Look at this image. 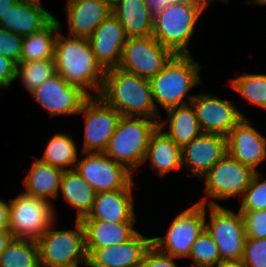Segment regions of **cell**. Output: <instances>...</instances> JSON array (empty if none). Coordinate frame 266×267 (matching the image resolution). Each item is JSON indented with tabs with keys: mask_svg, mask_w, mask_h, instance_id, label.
<instances>
[{
	"mask_svg": "<svg viewBox=\"0 0 266 267\" xmlns=\"http://www.w3.org/2000/svg\"><path fill=\"white\" fill-rule=\"evenodd\" d=\"M15 77L16 63L8 57L0 55V85L9 91L13 86V82L15 83Z\"/></svg>",
	"mask_w": 266,
	"mask_h": 267,
	"instance_id": "40",
	"label": "cell"
},
{
	"mask_svg": "<svg viewBox=\"0 0 266 267\" xmlns=\"http://www.w3.org/2000/svg\"><path fill=\"white\" fill-rule=\"evenodd\" d=\"M247 5H256V6H266V0H245L244 2Z\"/></svg>",
	"mask_w": 266,
	"mask_h": 267,
	"instance_id": "47",
	"label": "cell"
},
{
	"mask_svg": "<svg viewBox=\"0 0 266 267\" xmlns=\"http://www.w3.org/2000/svg\"><path fill=\"white\" fill-rule=\"evenodd\" d=\"M0 267H41L37 241L13 239L0 254Z\"/></svg>",
	"mask_w": 266,
	"mask_h": 267,
	"instance_id": "32",
	"label": "cell"
},
{
	"mask_svg": "<svg viewBox=\"0 0 266 267\" xmlns=\"http://www.w3.org/2000/svg\"><path fill=\"white\" fill-rule=\"evenodd\" d=\"M74 169L96 193L125 189L135 178L123 164L104 152H81Z\"/></svg>",
	"mask_w": 266,
	"mask_h": 267,
	"instance_id": "15",
	"label": "cell"
},
{
	"mask_svg": "<svg viewBox=\"0 0 266 267\" xmlns=\"http://www.w3.org/2000/svg\"><path fill=\"white\" fill-rule=\"evenodd\" d=\"M55 17L60 26L54 51L56 72L68 84L81 88L90 97H98L106 71L97 62L88 38L65 34V26Z\"/></svg>",
	"mask_w": 266,
	"mask_h": 267,
	"instance_id": "1",
	"label": "cell"
},
{
	"mask_svg": "<svg viewBox=\"0 0 266 267\" xmlns=\"http://www.w3.org/2000/svg\"><path fill=\"white\" fill-rule=\"evenodd\" d=\"M185 267H215L221 256L212 236L204 229L193 243Z\"/></svg>",
	"mask_w": 266,
	"mask_h": 267,
	"instance_id": "34",
	"label": "cell"
},
{
	"mask_svg": "<svg viewBox=\"0 0 266 267\" xmlns=\"http://www.w3.org/2000/svg\"><path fill=\"white\" fill-rule=\"evenodd\" d=\"M266 174L256 172L251 183L246 188L242 198L237 201L239 211H255L266 209Z\"/></svg>",
	"mask_w": 266,
	"mask_h": 267,
	"instance_id": "35",
	"label": "cell"
},
{
	"mask_svg": "<svg viewBox=\"0 0 266 267\" xmlns=\"http://www.w3.org/2000/svg\"><path fill=\"white\" fill-rule=\"evenodd\" d=\"M18 0H0V18L4 15L10 7H12Z\"/></svg>",
	"mask_w": 266,
	"mask_h": 267,
	"instance_id": "45",
	"label": "cell"
},
{
	"mask_svg": "<svg viewBox=\"0 0 266 267\" xmlns=\"http://www.w3.org/2000/svg\"><path fill=\"white\" fill-rule=\"evenodd\" d=\"M174 54L153 36L127 38L119 68L145 79H152Z\"/></svg>",
	"mask_w": 266,
	"mask_h": 267,
	"instance_id": "14",
	"label": "cell"
},
{
	"mask_svg": "<svg viewBox=\"0 0 266 267\" xmlns=\"http://www.w3.org/2000/svg\"><path fill=\"white\" fill-rule=\"evenodd\" d=\"M157 128L158 121L154 119L121 116L104 153L138 177L151 135Z\"/></svg>",
	"mask_w": 266,
	"mask_h": 267,
	"instance_id": "5",
	"label": "cell"
},
{
	"mask_svg": "<svg viewBox=\"0 0 266 267\" xmlns=\"http://www.w3.org/2000/svg\"><path fill=\"white\" fill-rule=\"evenodd\" d=\"M64 12L65 34L89 38L96 27L112 13V8L101 0H66Z\"/></svg>",
	"mask_w": 266,
	"mask_h": 267,
	"instance_id": "21",
	"label": "cell"
},
{
	"mask_svg": "<svg viewBox=\"0 0 266 267\" xmlns=\"http://www.w3.org/2000/svg\"><path fill=\"white\" fill-rule=\"evenodd\" d=\"M88 40L97 62L105 71L118 67L127 37L112 13L96 27Z\"/></svg>",
	"mask_w": 266,
	"mask_h": 267,
	"instance_id": "20",
	"label": "cell"
},
{
	"mask_svg": "<svg viewBox=\"0 0 266 267\" xmlns=\"http://www.w3.org/2000/svg\"><path fill=\"white\" fill-rule=\"evenodd\" d=\"M82 115L83 140L81 152H104L115 132L121 114L106 105L99 97H90L77 116Z\"/></svg>",
	"mask_w": 266,
	"mask_h": 267,
	"instance_id": "13",
	"label": "cell"
},
{
	"mask_svg": "<svg viewBox=\"0 0 266 267\" xmlns=\"http://www.w3.org/2000/svg\"><path fill=\"white\" fill-rule=\"evenodd\" d=\"M56 73L54 59L20 62L16 64L15 81L29 94Z\"/></svg>",
	"mask_w": 266,
	"mask_h": 267,
	"instance_id": "33",
	"label": "cell"
},
{
	"mask_svg": "<svg viewBox=\"0 0 266 267\" xmlns=\"http://www.w3.org/2000/svg\"><path fill=\"white\" fill-rule=\"evenodd\" d=\"M32 161H30V168L27 167L26 174L21 178V186L23 187L21 191L26 194L44 198L50 203L54 204L55 212L57 218L61 217L60 211H57L59 206L63 209L65 206L57 205L56 201L58 198L59 187L61 182V177L63 170L53 167L49 164L41 162L36 156L32 155ZM60 212V213H59Z\"/></svg>",
	"mask_w": 266,
	"mask_h": 267,
	"instance_id": "23",
	"label": "cell"
},
{
	"mask_svg": "<svg viewBox=\"0 0 266 267\" xmlns=\"http://www.w3.org/2000/svg\"><path fill=\"white\" fill-rule=\"evenodd\" d=\"M144 164H148V170L161 181L176 170L183 174L181 148L157 128L151 135L142 167Z\"/></svg>",
	"mask_w": 266,
	"mask_h": 267,
	"instance_id": "24",
	"label": "cell"
},
{
	"mask_svg": "<svg viewBox=\"0 0 266 267\" xmlns=\"http://www.w3.org/2000/svg\"><path fill=\"white\" fill-rule=\"evenodd\" d=\"M151 245L152 235L138 231L124 243L94 249L87 256L86 267H139Z\"/></svg>",
	"mask_w": 266,
	"mask_h": 267,
	"instance_id": "19",
	"label": "cell"
},
{
	"mask_svg": "<svg viewBox=\"0 0 266 267\" xmlns=\"http://www.w3.org/2000/svg\"><path fill=\"white\" fill-rule=\"evenodd\" d=\"M35 103L51 119L77 116L82 105L90 98L81 88L68 84L58 73L51 76L29 93Z\"/></svg>",
	"mask_w": 266,
	"mask_h": 267,
	"instance_id": "12",
	"label": "cell"
},
{
	"mask_svg": "<svg viewBox=\"0 0 266 267\" xmlns=\"http://www.w3.org/2000/svg\"><path fill=\"white\" fill-rule=\"evenodd\" d=\"M207 8L210 9V7L214 6V3L216 2H220V3H224L225 5H230V1L231 0H200ZM215 1V2H214Z\"/></svg>",
	"mask_w": 266,
	"mask_h": 267,
	"instance_id": "46",
	"label": "cell"
},
{
	"mask_svg": "<svg viewBox=\"0 0 266 267\" xmlns=\"http://www.w3.org/2000/svg\"><path fill=\"white\" fill-rule=\"evenodd\" d=\"M240 212L244 219L246 237L266 238V209Z\"/></svg>",
	"mask_w": 266,
	"mask_h": 267,
	"instance_id": "38",
	"label": "cell"
},
{
	"mask_svg": "<svg viewBox=\"0 0 266 267\" xmlns=\"http://www.w3.org/2000/svg\"><path fill=\"white\" fill-rule=\"evenodd\" d=\"M195 110L203 133L219 134L227 137L235 125L247 117L235 100L219 97L207 90L197 92L190 102Z\"/></svg>",
	"mask_w": 266,
	"mask_h": 267,
	"instance_id": "11",
	"label": "cell"
},
{
	"mask_svg": "<svg viewBox=\"0 0 266 267\" xmlns=\"http://www.w3.org/2000/svg\"><path fill=\"white\" fill-rule=\"evenodd\" d=\"M190 205L175 213L166 231L152 235V244L176 259L187 261L193 243L205 229V205L190 200ZM166 232V233H165ZM186 259V260H185Z\"/></svg>",
	"mask_w": 266,
	"mask_h": 267,
	"instance_id": "8",
	"label": "cell"
},
{
	"mask_svg": "<svg viewBox=\"0 0 266 267\" xmlns=\"http://www.w3.org/2000/svg\"><path fill=\"white\" fill-rule=\"evenodd\" d=\"M256 171L241 164L228 152L200 179L204 184L196 201L204 205H223L239 201ZM235 199V200H234ZM220 203H219V202Z\"/></svg>",
	"mask_w": 266,
	"mask_h": 267,
	"instance_id": "7",
	"label": "cell"
},
{
	"mask_svg": "<svg viewBox=\"0 0 266 267\" xmlns=\"http://www.w3.org/2000/svg\"><path fill=\"white\" fill-rule=\"evenodd\" d=\"M252 118L243 117L227 136V152L256 172L266 162V136L254 126Z\"/></svg>",
	"mask_w": 266,
	"mask_h": 267,
	"instance_id": "17",
	"label": "cell"
},
{
	"mask_svg": "<svg viewBox=\"0 0 266 267\" xmlns=\"http://www.w3.org/2000/svg\"><path fill=\"white\" fill-rule=\"evenodd\" d=\"M112 14L122 25L127 38L152 36L153 15L145 0H120Z\"/></svg>",
	"mask_w": 266,
	"mask_h": 267,
	"instance_id": "28",
	"label": "cell"
},
{
	"mask_svg": "<svg viewBox=\"0 0 266 267\" xmlns=\"http://www.w3.org/2000/svg\"><path fill=\"white\" fill-rule=\"evenodd\" d=\"M98 97L121 116L146 117L159 121L150 81L119 67L106 70Z\"/></svg>",
	"mask_w": 266,
	"mask_h": 267,
	"instance_id": "3",
	"label": "cell"
},
{
	"mask_svg": "<svg viewBox=\"0 0 266 267\" xmlns=\"http://www.w3.org/2000/svg\"><path fill=\"white\" fill-rule=\"evenodd\" d=\"M202 68L192 55H174L163 69L150 79L152 98L157 111L162 114L171 107L189 104L198 86L203 84ZM192 90H195V92Z\"/></svg>",
	"mask_w": 266,
	"mask_h": 267,
	"instance_id": "2",
	"label": "cell"
},
{
	"mask_svg": "<svg viewBox=\"0 0 266 267\" xmlns=\"http://www.w3.org/2000/svg\"><path fill=\"white\" fill-rule=\"evenodd\" d=\"M181 151L185 178L200 180L227 153V137L202 133Z\"/></svg>",
	"mask_w": 266,
	"mask_h": 267,
	"instance_id": "16",
	"label": "cell"
},
{
	"mask_svg": "<svg viewBox=\"0 0 266 267\" xmlns=\"http://www.w3.org/2000/svg\"><path fill=\"white\" fill-rule=\"evenodd\" d=\"M207 11L201 1L170 3L153 17L152 36L174 55H192L189 45Z\"/></svg>",
	"mask_w": 266,
	"mask_h": 267,
	"instance_id": "4",
	"label": "cell"
},
{
	"mask_svg": "<svg viewBox=\"0 0 266 267\" xmlns=\"http://www.w3.org/2000/svg\"><path fill=\"white\" fill-rule=\"evenodd\" d=\"M1 89H5V88H4L2 85H0V90H1ZM0 92H1V91H0Z\"/></svg>",
	"mask_w": 266,
	"mask_h": 267,
	"instance_id": "50",
	"label": "cell"
},
{
	"mask_svg": "<svg viewBox=\"0 0 266 267\" xmlns=\"http://www.w3.org/2000/svg\"><path fill=\"white\" fill-rule=\"evenodd\" d=\"M137 184L134 179L125 189L96 193L90 213L82 220L138 222L135 188L140 186Z\"/></svg>",
	"mask_w": 266,
	"mask_h": 267,
	"instance_id": "18",
	"label": "cell"
},
{
	"mask_svg": "<svg viewBox=\"0 0 266 267\" xmlns=\"http://www.w3.org/2000/svg\"><path fill=\"white\" fill-rule=\"evenodd\" d=\"M164 114L166 117H163ZM164 114L160 115L158 128L180 148L203 133L191 103L171 107Z\"/></svg>",
	"mask_w": 266,
	"mask_h": 267,
	"instance_id": "25",
	"label": "cell"
},
{
	"mask_svg": "<svg viewBox=\"0 0 266 267\" xmlns=\"http://www.w3.org/2000/svg\"><path fill=\"white\" fill-rule=\"evenodd\" d=\"M170 3H185L190 1H200V0H169Z\"/></svg>",
	"mask_w": 266,
	"mask_h": 267,
	"instance_id": "49",
	"label": "cell"
},
{
	"mask_svg": "<svg viewBox=\"0 0 266 267\" xmlns=\"http://www.w3.org/2000/svg\"><path fill=\"white\" fill-rule=\"evenodd\" d=\"M43 4V1L18 0L1 16L0 27L22 37L40 31L55 18Z\"/></svg>",
	"mask_w": 266,
	"mask_h": 267,
	"instance_id": "22",
	"label": "cell"
},
{
	"mask_svg": "<svg viewBox=\"0 0 266 267\" xmlns=\"http://www.w3.org/2000/svg\"><path fill=\"white\" fill-rule=\"evenodd\" d=\"M215 267H246L242 259L221 260Z\"/></svg>",
	"mask_w": 266,
	"mask_h": 267,
	"instance_id": "44",
	"label": "cell"
},
{
	"mask_svg": "<svg viewBox=\"0 0 266 267\" xmlns=\"http://www.w3.org/2000/svg\"><path fill=\"white\" fill-rule=\"evenodd\" d=\"M104 3L108 4L111 8L117 4L120 0H101Z\"/></svg>",
	"mask_w": 266,
	"mask_h": 267,
	"instance_id": "48",
	"label": "cell"
},
{
	"mask_svg": "<svg viewBox=\"0 0 266 267\" xmlns=\"http://www.w3.org/2000/svg\"><path fill=\"white\" fill-rule=\"evenodd\" d=\"M54 204L23 191L9 197V226L14 239L37 241L56 220Z\"/></svg>",
	"mask_w": 266,
	"mask_h": 267,
	"instance_id": "9",
	"label": "cell"
},
{
	"mask_svg": "<svg viewBox=\"0 0 266 267\" xmlns=\"http://www.w3.org/2000/svg\"><path fill=\"white\" fill-rule=\"evenodd\" d=\"M242 260L246 267H266V238L246 237Z\"/></svg>",
	"mask_w": 266,
	"mask_h": 267,
	"instance_id": "36",
	"label": "cell"
},
{
	"mask_svg": "<svg viewBox=\"0 0 266 267\" xmlns=\"http://www.w3.org/2000/svg\"><path fill=\"white\" fill-rule=\"evenodd\" d=\"M228 80L227 87L240 95L239 100L243 99L246 105L266 111V72H243Z\"/></svg>",
	"mask_w": 266,
	"mask_h": 267,
	"instance_id": "31",
	"label": "cell"
},
{
	"mask_svg": "<svg viewBox=\"0 0 266 267\" xmlns=\"http://www.w3.org/2000/svg\"><path fill=\"white\" fill-rule=\"evenodd\" d=\"M60 30L55 17L46 27L23 38L20 62L54 59L55 42Z\"/></svg>",
	"mask_w": 266,
	"mask_h": 267,
	"instance_id": "30",
	"label": "cell"
},
{
	"mask_svg": "<svg viewBox=\"0 0 266 267\" xmlns=\"http://www.w3.org/2000/svg\"><path fill=\"white\" fill-rule=\"evenodd\" d=\"M95 194L92 186L75 169L63 172L57 201L59 203L61 198L66 208L71 209V213L75 212L74 220H82L88 216Z\"/></svg>",
	"mask_w": 266,
	"mask_h": 267,
	"instance_id": "27",
	"label": "cell"
},
{
	"mask_svg": "<svg viewBox=\"0 0 266 267\" xmlns=\"http://www.w3.org/2000/svg\"><path fill=\"white\" fill-rule=\"evenodd\" d=\"M13 239V234L9 229H0V254L7 248Z\"/></svg>",
	"mask_w": 266,
	"mask_h": 267,
	"instance_id": "43",
	"label": "cell"
},
{
	"mask_svg": "<svg viewBox=\"0 0 266 267\" xmlns=\"http://www.w3.org/2000/svg\"><path fill=\"white\" fill-rule=\"evenodd\" d=\"M23 38L0 27V55L8 57L16 64L20 63Z\"/></svg>",
	"mask_w": 266,
	"mask_h": 267,
	"instance_id": "37",
	"label": "cell"
},
{
	"mask_svg": "<svg viewBox=\"0 0 266 267\" xmlns=\"http://www.w3.org/2000/svg\"><path fill=\"white\" fill-rule=\"evenodd\" d=\"M178 260L175 257L163 253L152 244L146 251L139 267H185L184 262H182V266L180 265V261L182 260Z\"/></svg>",
	"mask_w": 266,
	"mask_h": 267,
	"instance_id": "39",
	"label": "cell"
},
{
	"mask_svg": "<svg viewBox=\"0 0 266 267\" xmlns=\"http://www.w3.org/2000/svg\"><path fill=\"white\" fill-rule=\"evenodd\" d=\"M228 205H205V230L217 244L221 260L242 259L246 239L244 219L236 207Z\"/></svg>",
	"mask_w": 266,
	"mask_h": 267,
	"instance_id": "10",
	"label": "cell"
},
{
	"mask_svg": "<svg viewBox=\"0 0 266 267\" xmlns=\"http://www.w3.org/2000/svg\"><path fill=\"white\" fill-rule=\"evenodd\" d=\"M9 226V198L0 197V229H8Z\"/></svg>",
	"mask_w": 266,
	"mask_h": 267,
	"instance_id": "41",
	"label": "cell"
},
{
	"mask_svg": "<svg viewBox=\"0 0 266 267\" xmlns=\"http://www.w3.org/2000/svg\"><path fill=\"white\" fill-rule=\"evenodd\" d=\"M145 2L153 16L163 11L170 4L169 0H145Z\"/></svg>",
	"mask_w": 266,
	"mask_h": 267,
	"instance_id": "42",
	"label": "cell"
},
{
	"mask_svg": "<svg viewBox=\"0 0 266 267\" xmlns=\"http://www.w3.org/2000/svg\"><path fill=\"white\" fill-rule=\"evenodd\" d=\"M50 135L44 145L42 156L35 155L36 158L63 171L74 169L81 153L79 140L76 141L74 134L59 129Z\"/></svg>",
	"mask_w": 266,
	"mask_h": 267,
	"instance_id": "29",
	"label": "cell"
},
{
	"mask_svg": "<svg viewBox=\"0 0 266 267\" xmlns=\"http://www.w3.org/2000/svg\"><path fill=\"white\" fill-rule=\"evenodd\" d=\"M81 222L85 231L87 256L94 249L124 243L140 230L136 228L139 222L111 223L98 220H81Z\"/></svg>",
	"mask_w": 266,
	"mask_h": 267,
	"instance_id": "26",
	"label": "cell"
},
{
	"mask_svg": "<svg viewBox=\"0 0 266 267\" xmlns=\"http://www.w3.org/2000/svg\"><path fill=\"white\" fill-rule=\"evenodd\" d=\"M60 222V218L59 222L57 219L37 240L40 266L86 267L85 231L81 220L72 219L73 227L68 225L66 229L59 228Z\"/></svg>",
	"mask_w": 266,
	"mask_h": 267,
	"instance_id": "6",
	"label": "cell"
}]
</instances>
